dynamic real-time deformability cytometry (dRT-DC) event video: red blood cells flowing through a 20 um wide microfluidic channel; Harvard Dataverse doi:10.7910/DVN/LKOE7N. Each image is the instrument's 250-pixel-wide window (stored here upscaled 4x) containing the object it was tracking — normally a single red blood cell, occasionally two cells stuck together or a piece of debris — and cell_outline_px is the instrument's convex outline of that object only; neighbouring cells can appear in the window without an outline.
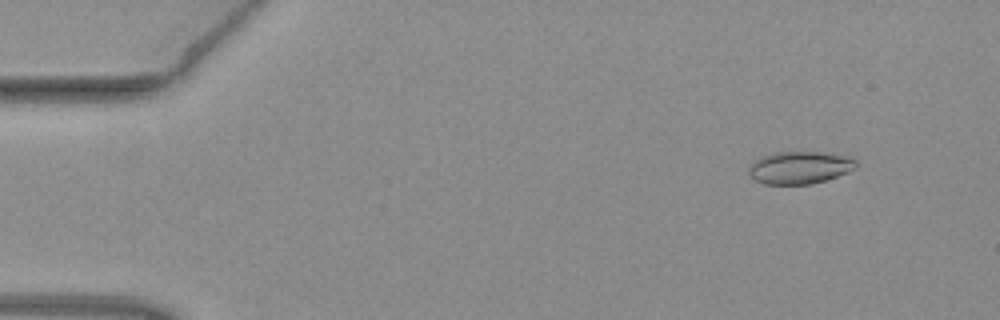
{"species": "common noctule bat (a hibernating species)", "species_latin": "Nyctalus noctula", "temperature_condition": "warm", "stored_images_in_passage": 12, "camera_frame_rate_fps": 3000, "um_per_image_px": 0.085, "animal": {"sex": "female", "body_mass_g": 19.3, "forearm_length_mm": 54.1}, "frame": {"image": 1, "passage_image": 6, "time_ms": 1.667, "image_size_px": [1000, 320], "cell_outline_px": [[856, 168], [848, 172], [812, 184], [764, 184], [748, 176], [748, 168], [756, 160], [772, 152], [820, 152], [852, 156], [856, 160]], "centroid_in_image_um": [67.98, 14.24], "position_along_channel_um": 17.0, "area_um2": 20.35}}